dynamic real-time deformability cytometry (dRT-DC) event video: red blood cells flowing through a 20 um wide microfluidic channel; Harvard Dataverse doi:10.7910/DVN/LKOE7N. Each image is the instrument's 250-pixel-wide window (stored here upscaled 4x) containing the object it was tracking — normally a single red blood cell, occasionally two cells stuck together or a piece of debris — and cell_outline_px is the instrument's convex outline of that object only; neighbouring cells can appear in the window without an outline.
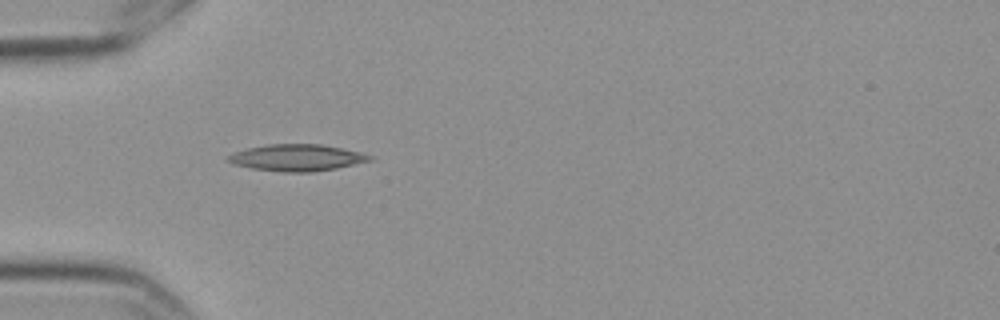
{"species": "Egyptian fruit bat (a non-hibernating species)", "species_latin": "Rousettus aegyptiacus", "temperature_condition": "cold", "stored_images_in_passage": 7, "camera_frame_rate_fps": 3000, "um_per_image_px": 0.085, "frame": {"image": 1, "passage_image": 5, "time_ms": 1.333, "image_size_px": [1000, 320], "cell_outline_px": [[372, 160], [336, 168], [312, 172], [284, 172], [252, 168], [232, 164], [224, 160], [232, 152], [248, 148], [268, 144], [320, 144], [360, 152], [372, 156]], "centroid_in_image_um": [25.17, 13.4], "position_along_channel_um": 59.8, "area_um2": 21.91}}
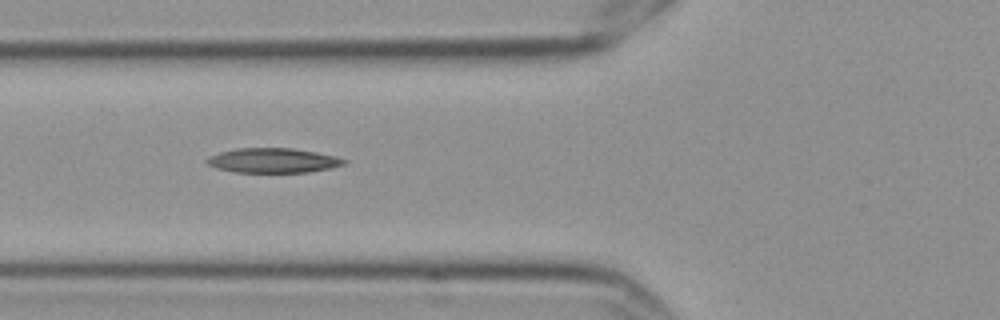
{"frame": {"image": 2, "passage_image": 6, "time_ms": 1.667, "image_size_px": [1000, 320], "cell_outline_px": [[348, 160], [344, 164], [328, 168], [308, 172], [236, 172], [216, 168], [208, 164], [204, 160], [208, 156], [220, 152], [236, 148], [292, 148], [316, 152]], "centroid_in_image_um": [23.14, 13.63], "position_along_channel_um": 102.7, "area_um2": 19.54}}
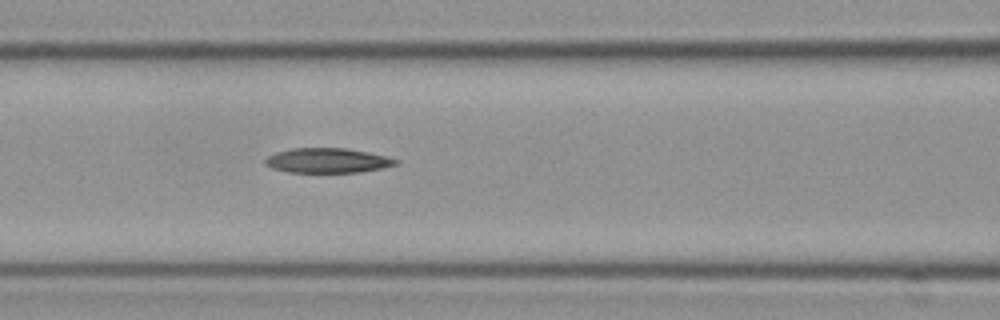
{"frame": {"image": 3, "passage_image": 7, "time_ms": 2.0, "image_size_px": [1000, 320], "cell_outline_px": [[400, 160], [396, 164], [384, 168], [360, 172], [288, 172], [272, 168], [264, 164], [264, 160], [268, 156], [276, 152], [292, 148], [344, 148], [368, 152]], "centroid_in_image_um": [27.82, 13.64], "position_along_channel_um": 138.8, "area_um2": 18.79}}